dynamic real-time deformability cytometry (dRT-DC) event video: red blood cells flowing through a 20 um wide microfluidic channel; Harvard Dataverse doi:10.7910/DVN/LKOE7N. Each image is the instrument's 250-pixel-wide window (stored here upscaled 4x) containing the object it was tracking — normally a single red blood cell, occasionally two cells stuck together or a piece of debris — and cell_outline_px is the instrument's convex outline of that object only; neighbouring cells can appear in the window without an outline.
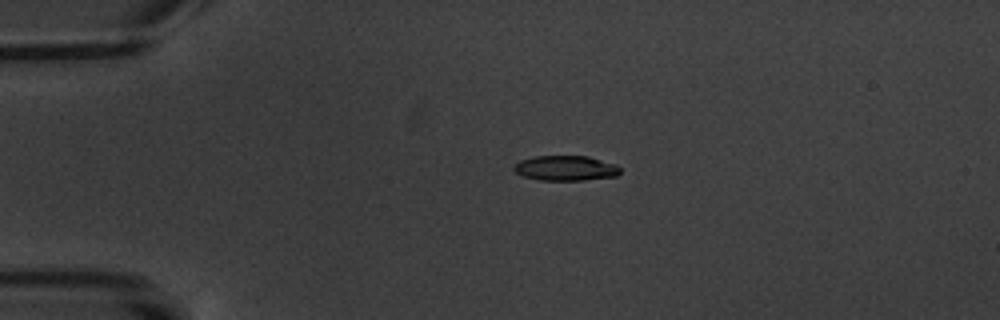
{"species": "common noctule bat (a hibernating species)", "species_latin": "Nyctalus noctula", "temperature_condition": "warm", "stored_images_in_passage": 4, "camera_frame_rate_fps": 3000, "um_per_image_px": 0.085, "animal": {"sex": "male", "body_mass_g": 20.1, "forearm_length_mm": 53.5}, "frame": {"image": 1, "passage_image": 3, "time_ms": 2.333, "image_size_px": [1000, 320], "cell_outline_px": [[620, 172], [616, 176], [584, 180], [540, 180], [524, 176], [516, 172], [512, 168], [520, 160], [532, 156], [588, 156], [616, 164], [620, 168]], "centroid_in_image_um": [48.08, 14.29], "position_along_channel_um": 36.9, "area_um2": 15.49}}